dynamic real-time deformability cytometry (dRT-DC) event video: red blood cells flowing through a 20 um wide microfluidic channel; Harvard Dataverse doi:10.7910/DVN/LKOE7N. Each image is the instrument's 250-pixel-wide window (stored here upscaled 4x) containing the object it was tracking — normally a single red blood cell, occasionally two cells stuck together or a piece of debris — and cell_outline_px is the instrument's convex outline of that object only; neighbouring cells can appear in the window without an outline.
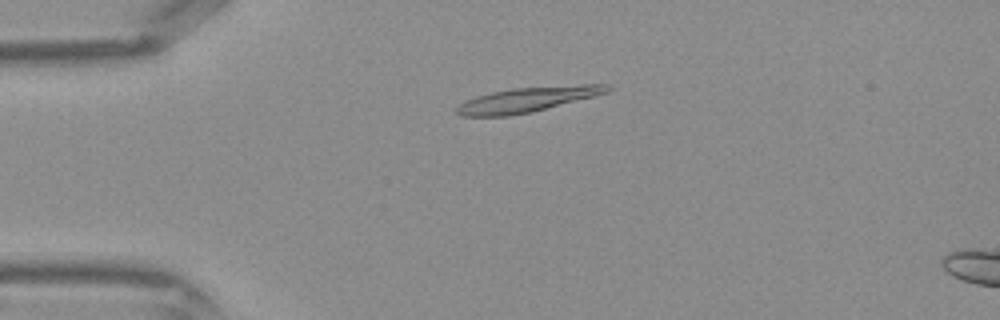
{"species": "Egyptian fruit bat (a non-hibernating species)", "species_latin": "Rousettus aegyptiacus", "temperature_condition": "warm", "stored_images_in_passage": 13, "camera_frame_rate_fps": 3000, "um_per_image_px": 0.085, "frame": {"image": 1, "passage_image": 10, "time_ms": 3.0, "image_size_px": [1000, 320], "cell_outline_px": [[612, 88], [608, 92], [596, 96], [532, 112], [508, 116], [460, 116], [456, 112], [456, 108], [464, 100], [476, 96], [492, 92], [512, 88], [580, 84], [608, 84]], "centroid_in_image_um": [44.85, 8.46], "position_along_channel_um": 40.1, "area_um2": 22.02}}